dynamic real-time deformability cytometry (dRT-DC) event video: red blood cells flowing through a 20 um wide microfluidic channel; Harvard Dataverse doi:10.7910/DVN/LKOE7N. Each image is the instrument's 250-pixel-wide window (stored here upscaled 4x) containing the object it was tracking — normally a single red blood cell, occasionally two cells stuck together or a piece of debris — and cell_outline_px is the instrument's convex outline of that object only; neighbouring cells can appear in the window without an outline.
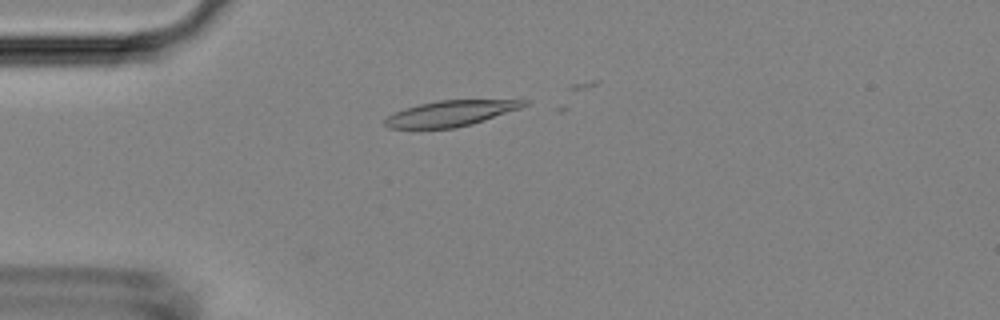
{"species": "Egyptian fruit bat (a non-hibernating species)", "species_latin": "Rousettus aegyptiacus", "temperature_condition": "room temperature", "stored_images_in_passage": 5, "camera_frame_rate_fps": 3000, "um_per_image_px": 0.085, "animal": {"sex": "female"}, "frame": {"image": 1, "passage_image": 3, "time_ms": 2.333, "image_size_px": [1000, 320], "cell_outline_px": [[528, 104], [520, 108], [472, 124], [456, 128], [388, 128], [384, 124], [384, 120], [388, 116], [404, 108], [436, 100], [528, 100]], "centroid_in_image_um": [38.29, 9.64], "position_along_channel_um": 46.7, "area_um2": 20.58}}